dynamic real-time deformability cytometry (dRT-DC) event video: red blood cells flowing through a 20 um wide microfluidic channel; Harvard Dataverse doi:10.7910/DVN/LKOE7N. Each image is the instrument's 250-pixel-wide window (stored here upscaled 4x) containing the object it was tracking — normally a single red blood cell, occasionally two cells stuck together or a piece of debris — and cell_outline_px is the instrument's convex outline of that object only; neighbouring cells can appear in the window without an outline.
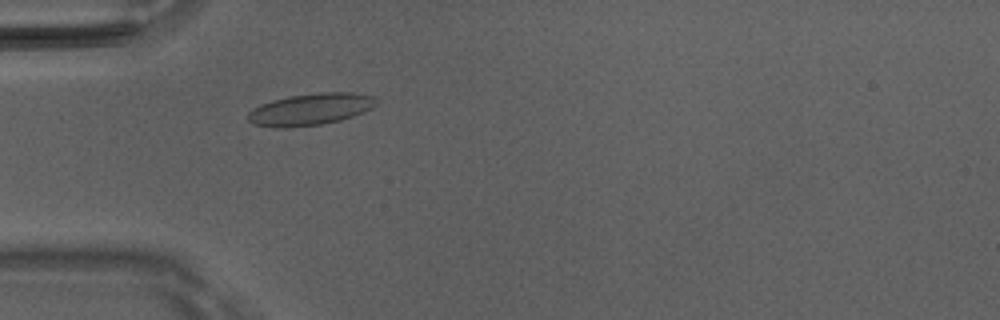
{"species": "Egyptian fruit bat (a non-hibernating species)", "species_latin": "Rousettus aegyptiacus", "temperature_condition": "room temperature", "stored_images_in_passage": 49, "camera_frame_rate_fps": 3000, "um_per_image_px": 0.085, "animal": {"sex": "male"}, "frame": {"image": 1, "passage_image": 14, "time_ms": 4.333, "image_size_px": [1000, 320], "cell_outline_px": [[376, 104], [372, 108], [364, 112], [340, 120], [320, 124], [288, 128], [276, 128], [252, 124], [248, 120], [248, 112], [252, 108], [260, 104], [272, 100], [292, 96], [316, 92], [348, 92], [372, 96], [376, 100]], "centroid_in_image_um": [26.34, 9.29], "position_along_channel_um": 58.7, "area_um2": 23.76}}
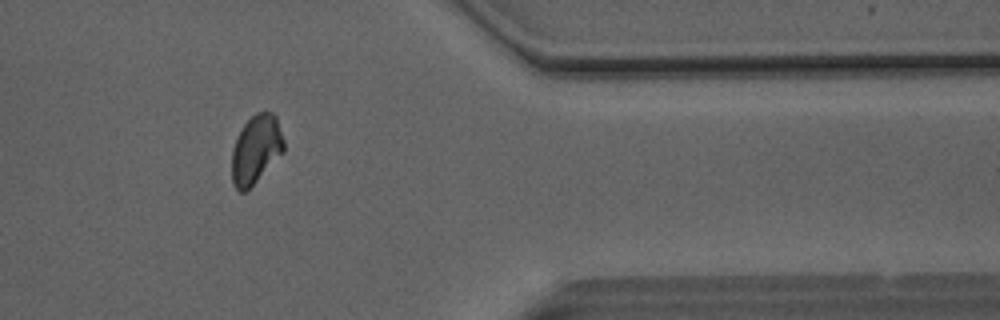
{"frame": {"image": 2, "passage_image": 40, "time_ms": 13.0, "image_size_px": [1000, 320], "cell_outline_px": [[284, 152], [244, 192], [240, 192], [232, 184], [232, 148], [236, 136], [244, 124], [256, 112], [264, 108], [272, 112], [276, 116], [284, 140]], "centroid_in_image_um": [21.75, 12.64], "position_along_channel_um": 389.6, "area_um2": 20.87}}
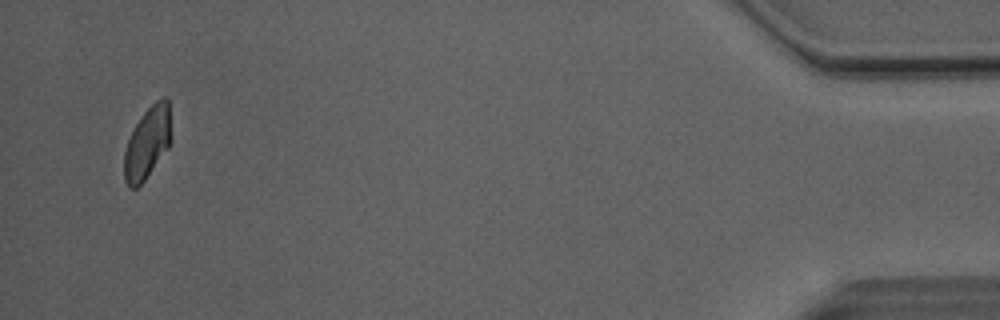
{"frame": {"image": 3, "passage_image": 47, "time_ms": 15.333, "image_size_px": [1000, 320], "cell_outline_px": [[168, 148], [144, 180], [136, 188], [128, 188], [124, 180], [124, 152], [128, 140], [136, 124], [144, 112], [156, 100], [164, 96], [168, 100]], "centroid_in_image_um": [12.47, 12.19], "position_along_channel_um": 422.7, "area_um2": 18.9}, "authors_computed_cell_mechanics": {"area_um2": 21.3282, "velocity_mm_per_s": 4.095, "shape_relaxation_time_tau1_ms": 4.4608, "shape_relaxation_time_tau2_ms": 1.4955, "deformation_change_tau1": 0.1082, "deformation_change_tau2": 0.0716}}